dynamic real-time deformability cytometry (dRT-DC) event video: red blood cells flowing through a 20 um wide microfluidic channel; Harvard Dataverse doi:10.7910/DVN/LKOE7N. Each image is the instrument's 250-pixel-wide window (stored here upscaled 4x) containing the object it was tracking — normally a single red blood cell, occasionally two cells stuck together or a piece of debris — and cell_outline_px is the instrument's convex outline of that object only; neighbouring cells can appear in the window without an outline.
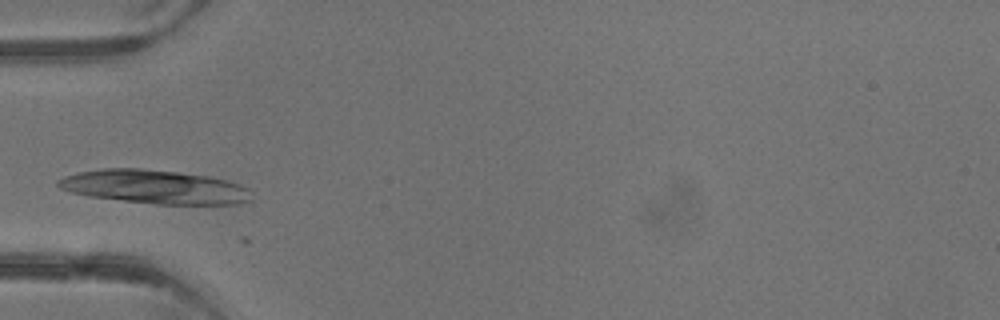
{"species": "common noctule bat (a hibernating species)", "species_latin": "Nyctalus noctula", "temperature_condition": "warm", "stored_images_in_passage": 1, "camera_frame_rate_fps": 3000, "um_per_image_px": 0.085, "animal": {"sex": "male", "body_mass_g": 13.3}, "frame": {"image": 1, "passage_image": 1, "time_ms": 0.0, "image_size_px": [1000, 320], "cell_outline_px": [[252, 200], [240, 204], [156, 204], [88, 196], [72, 192], [60, 188], [56, 184], [56, 180], [64, 176], [80, 172], [104, 168], [140, 168], [176, 172], [208, 176], [228, 180], [240, 184], [248, 188]], "centroid_in_image_um": [13.16, 15.88], "position_along_channel_um": 71.8, "area_um2": 37.97}}